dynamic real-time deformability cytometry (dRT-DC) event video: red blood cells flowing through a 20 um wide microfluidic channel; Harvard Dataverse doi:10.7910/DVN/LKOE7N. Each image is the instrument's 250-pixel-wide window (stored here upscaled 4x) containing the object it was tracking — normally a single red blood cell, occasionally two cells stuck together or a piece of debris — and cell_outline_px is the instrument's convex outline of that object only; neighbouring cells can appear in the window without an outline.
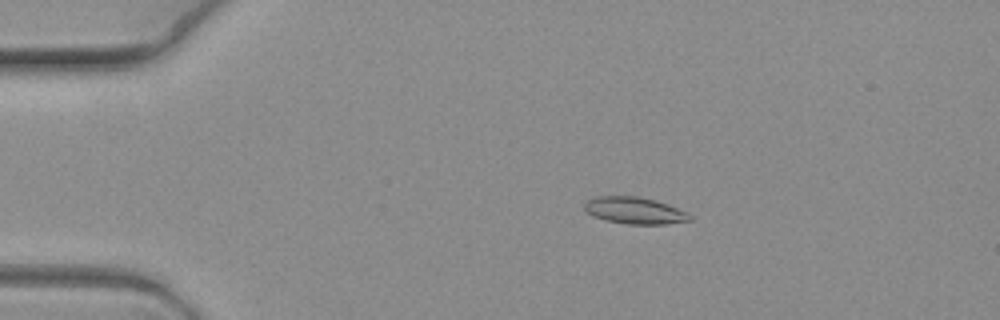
{"species": "common noctule bat (a hibernating species)", "species_latin": "Nyctalus noctula", "temperature_condition": "warm", "stored_images_in_passage": 10, "camera_frame_rate_fps": 3000, "um_per_image_px": 0.085, "animal": {"sex": "female", "body_mass_g": 19.3, "forearm_length_mm": 54.1}, "frame": {"image": 1, "passage_image": 5, "time_ms": 1.333, "image_size_px": [1000, 320], "cell_outline_px": [[692, 220], [668, 224], [628, 224], [608, 220], [592, 216], [584, 212], [584, 204], [588, 200], [596, 196], [640, 196], [656, 200], [668, 204], [688, 212], [692, 216]], "centroid_in_image_um": [53.96, 17.89], "position_along_channel_um": 31.0, "area_um2": 16.65}}
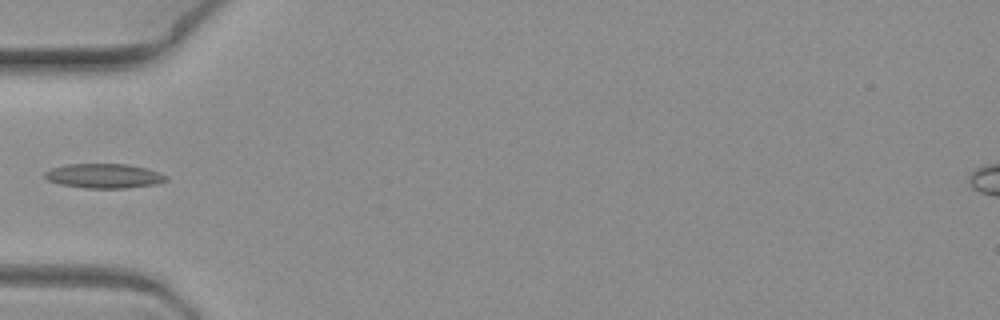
{"frame": {"image": 2, "passage_image": 7, "time_ms": 2.0, "image_size_px": [1000, 320], "cell_outline_px": [[168, 180], [156, 184], [124, 188], [84, 188], [60, 184], [48, 180], [44, 176], [44, 172], [52, 168], [68, 164], [128, 164], [144, 168], [168, 176]], "centroid_in_image_um": [8.82, 14.95], "position_along_channel_um": 76.2, "area_um2": 17.17}}
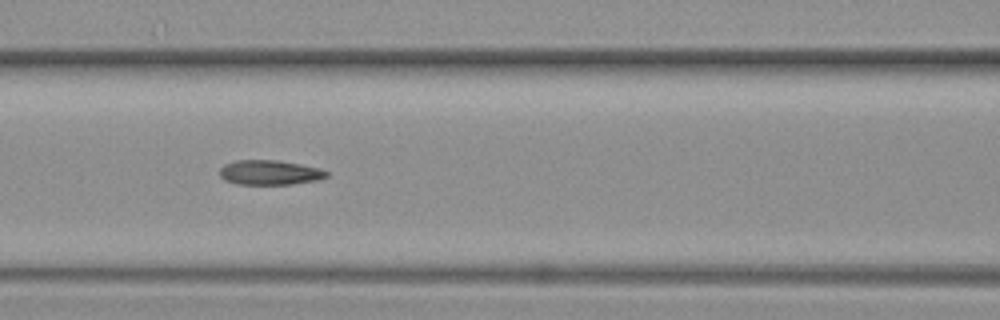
{"frame": {"image": 3, "passage_image": 9, "time_ms": 2.667, "image_size_px": [1000, 320], "cell_outline_px": [[328, 176], [320, 180], [292, 184], [236, 184], [224, 180], [220, 176], [220, 168], [224, 164], [236, 160], [276, 160], [300, 164], [320, 168], [328, 172]], "centroid_in_image_um": [22.93, 14.66], "position_along_channel_um": 143.7, "area_um2": 15.49}}